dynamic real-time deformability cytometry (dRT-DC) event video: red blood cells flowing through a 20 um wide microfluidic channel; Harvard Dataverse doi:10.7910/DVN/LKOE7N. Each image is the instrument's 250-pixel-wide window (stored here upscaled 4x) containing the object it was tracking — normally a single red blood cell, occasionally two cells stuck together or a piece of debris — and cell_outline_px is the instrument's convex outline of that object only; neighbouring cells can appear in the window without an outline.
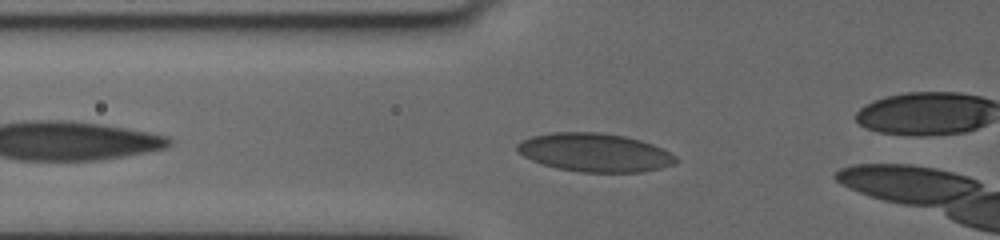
{"species": "human", "species_latin": "Homo sapiens", "temperature_condition": "cold", "stored_images_in_passage": 4, "camera_frame_rate_fps": 3000, "um_per_image_px": 0.085, "donor": {"sex": "female"}, "frame": {"image": 1, "passage_image": 2, "time_ms": 0.667, "image_size_px": [1000, 240], "cell_outline_px": [[676, 160], [672, 164], [660, 168], [640, 172], [580, 172], [556, 168], [532, 160], [516, 152], [516, 144], [532, 136], [552, 132], [600, 132], [624, 136], [640, 140], [652, 144], [676, 156]], "centroid_in_image_um": [50.51, 12.96], "position_along_channel_um": 75.3, "area_um2": 35.32}}